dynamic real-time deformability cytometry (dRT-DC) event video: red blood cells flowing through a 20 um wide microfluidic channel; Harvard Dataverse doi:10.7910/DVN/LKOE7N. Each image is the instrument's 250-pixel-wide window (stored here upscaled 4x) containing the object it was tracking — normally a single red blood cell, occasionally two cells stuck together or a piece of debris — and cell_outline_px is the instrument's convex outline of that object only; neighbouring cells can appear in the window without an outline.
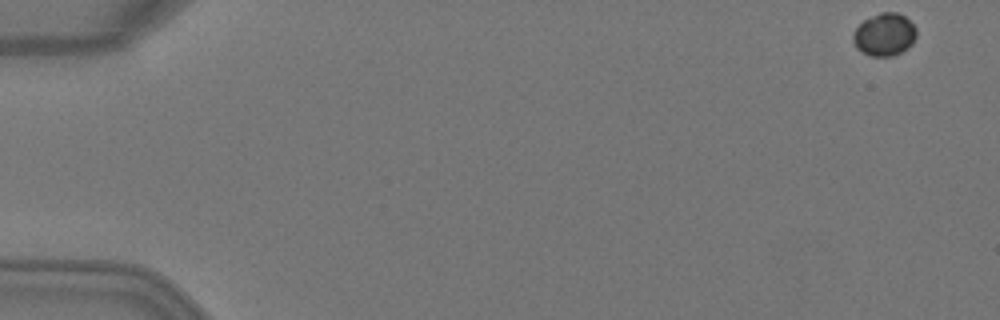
{"species": "Egyptian fruit bat (a non-hibernating species)", "species_latin": "Rousettus aegyptiacus", "temperature_condition": "warm", "stored_images_in_passage": 4, "camera_frame_rate_fps": 3000, "um_per_image_px": 0.085, "animal": {"sex": "female"}, "frame": {"image": 1, "passage_image": 1, "time_ms": 0.0, "image_size_px": [1000, 320], "cell_outline_px": [[916, 36], [912, 44], [908, 48], [892, 56], [872, 56], [856, 48], [852, 40], [852, 32], [864, 20], [880, 12], [900, 12], [916, 28]], "centroid_in_image_um": [75.17, 2.93], "position_along_channel_um": 9.8, "area_um2": 15.72}}